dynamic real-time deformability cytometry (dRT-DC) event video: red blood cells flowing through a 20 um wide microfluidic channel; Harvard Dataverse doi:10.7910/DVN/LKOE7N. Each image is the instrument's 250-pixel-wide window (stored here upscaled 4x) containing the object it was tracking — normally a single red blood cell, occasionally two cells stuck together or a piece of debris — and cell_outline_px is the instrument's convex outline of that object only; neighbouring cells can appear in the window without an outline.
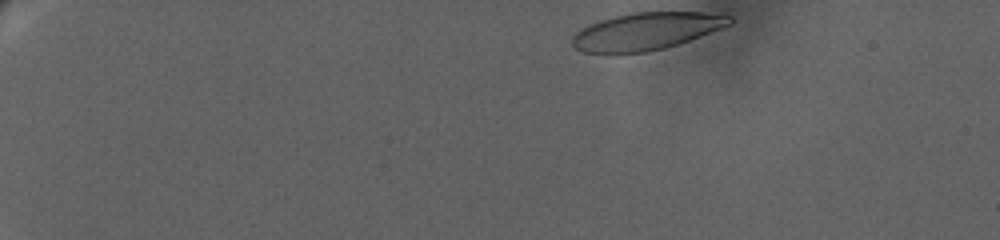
{"species": "human", "species_latin": "Homo sapiens", "temperature_condition": "warm", "stored_images_in_passage": 20, "camera_frame_rate_fps": 3000, "um_per_image_px": 0.085, "donor": {"sex": "female"}, "frame": {"image": 1, "passage_image": 1, "time_ms": 0.0, "image_size_px": [1000, 240], "cell_outline_px": [[732, 24], [688, 40], [664, 48], [648, 52], [580, 52], [572, 44], [572, 36], [580, 28], [588, 24], [600, 20], [632, 12], [724, 12], [732, 16]], "centroid_in_image_um": [54.96, 2.63], "position_along_channel_um": 30.0, "area_um2": 34.16}}